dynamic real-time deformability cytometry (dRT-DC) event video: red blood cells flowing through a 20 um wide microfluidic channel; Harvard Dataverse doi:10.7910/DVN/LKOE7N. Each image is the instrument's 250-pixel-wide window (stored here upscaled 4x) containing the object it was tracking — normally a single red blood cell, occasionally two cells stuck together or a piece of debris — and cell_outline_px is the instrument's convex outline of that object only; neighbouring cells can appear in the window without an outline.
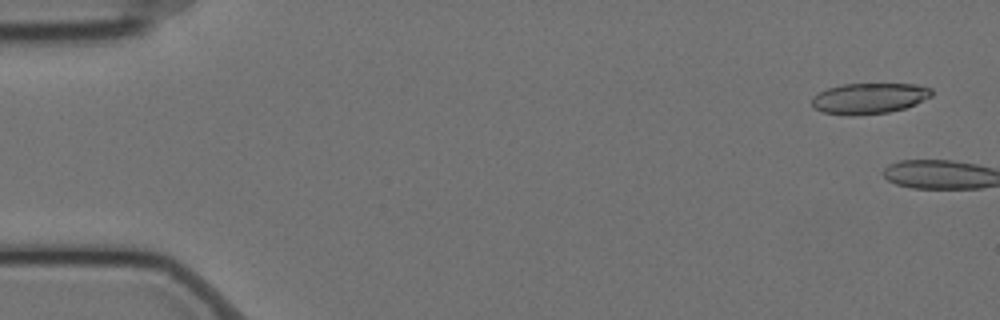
{"species": "Egyptian fruit bat (a non-hibernating species)", "species_latin": "Rousettus aegyptiacus", "temperature_condition": "cold", "stored_images_in_passage": 9, "camera_frame_rate_fps": 3000, "um_per_image_px": 0.085, "animal": {"sex": "female"}, "frame": {"image": 1, "passage_image": 1, "time_ms": 0.0, "image_size_px": [1000, 320], "cell_outline_px": [[932, 96], [916, 104], [904, 108], [888, 112], [852, 116], [848, 116], [824, 112], [812, 108], [812, 96], [828, 88], [844, 84], [916, 84], [932, 88]], "centroid_in_image_um": [73.88, 8.36], "position_along_channel_um": 11.1, "area_um2": 21.56}}